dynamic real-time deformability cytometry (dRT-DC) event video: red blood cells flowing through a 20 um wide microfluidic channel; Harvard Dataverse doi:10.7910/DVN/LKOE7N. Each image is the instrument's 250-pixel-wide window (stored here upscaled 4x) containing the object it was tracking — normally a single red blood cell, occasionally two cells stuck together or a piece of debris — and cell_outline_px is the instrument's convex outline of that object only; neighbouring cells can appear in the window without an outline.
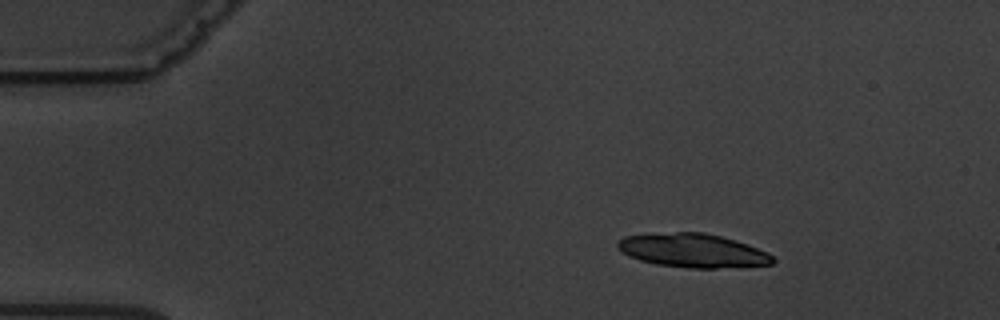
{"species": "common noctule bat (a hibernating species)", "species_latin": "Nyctalus noctula", "temperature_condition": "warm", "stored_images_in_passage": 4, "camera_frame_rate_fps": 3000, "um_per_image_px": 0.085, "animal": {"sex": "male", "body_mass_g": 19.5, "forearm_length_mm": 54.6}, "frame": {"image": 1, "passage_image": 2, "time_ms": 2.0, "image_size_px": [1000, 320], "cell_outline_px": [[776, 260], [772, 264], [716, 268], [688, 268], [656, 264], [640, 260], [628, 256], [616, 244], [616, 240], [624, 236], [676, 232], [704, 232], [736, 240], [748, 244], [768, 252]], "centroid_in_image_um": [58.9, 21.29], "position_along_channel_um": 26.1, "area_um2": 30.46}}